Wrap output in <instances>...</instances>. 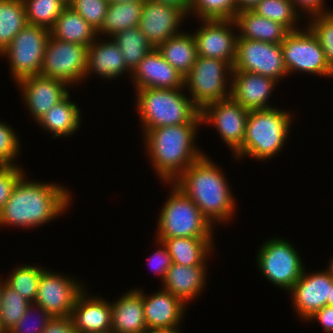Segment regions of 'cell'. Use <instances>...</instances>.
Returning a JSON list of instances; mask_svg holds the SVG:
<instances>
[{"instance_id": "obj_1", "label": "cell", "mask_w": 333, "mask_h": 333, "mask_svg": "<svg viewBox=\"0 0 333 333\" xmlns=\"http://www.w3.org/2000/svg\"><path fill=\"white\" fill-rule=\"evenodd\" d=\"M26 175L19 179L0 210V228L36 229L62 217L70 209L74 194L68 188L56 182L31 180Z\"/></svg>"}, {"instance_id": "obj_2", "label": "cell", "mask_w": 333, "mask_h": 333, "mask_svg": "<svg viewBox=\"0 0 333 333\" xmlns=\"http://www.w3.org/2000/svg\"><path fill=\"white\" fill-rule=\"evenodd\" d=\"M221 165L207 154L196 160L173 182L215 226L234 221L236 200ZM217 223V224H216Z\"/></svg>"}, {"instance_id": "obj_3", "label": "cell", "mask_w": 333, "mask_h": 333, "mask_svg": "<svg viewBox=\"0 0 333 333\" xmlns=\"http://www.w3.org/2000/svg\"><path fill=\"white\" fill-rule=\"evenodd\" d=\"M201 126V127H200ZM201 124H182L149 129L143 135L146 157L160 183H173L205 153L196 143Z\"/></svg>"}, {"instance_id": "obj_4", "label": "cell", "mask_w": 333, "mask_h": 333, "mask_svg": "<svg viewBox=\"0 0 333 333\" xmlns=\"http://www.w3.org/2000/svg\"><path fill=\"white\" fill-rule=\"evenodd\" d=\"M293 115L277 106L249 111L243 144L232 157L237 161L246 157L259 162L274 159L286 146Z\"/></svg>"}, {"instance_id": "obj_5", "label": "cell", "mask_w": 333, "mask_h": 333, "mask_svg": "<svg viewBox=\"0 0 333 333\" xmlns=\"http://www.w3.org/2000/svg\"><path fill=\"white\" fill-rule=\"evenodd\" d=\"M185 88L135 90V110L144 134L149 129L182 124H201L200 109ZM185 93V94H184ZM141 124V125H140Z\"/></svg>"}, {"instance_id": "obj_6", "label": "cell", "mask_w": 333, "mask_h": 333, "mask_svg": "<svg viewBox=\"0 0 333 333\" xmlns=\"http://www.w3.org/2000/svg\"><path fill=\"white\" fill-rule=\"evenodd\" d=\"M167 200L157 216L154 239L176 237L214 238V227L205 218L195 203L173 183Z\"/></svg>"}, {"instance_id": "obj_7", "label": "cell", "mask_w": 333, "mask_h": 333, "mask_svg": "<svg viewBox=\"0 0 333 333\" xmlns=\"http://www.w3.org/2000/svg\"><path fill=\"white\" fill-rule=\"evenodd\" d=\"M260 245L255 260L261 275L275 287L289 292L305 269L299 250L281 236L268 238Z\"/></svg>"}, {"instance_id": "obj_8", "label": "cell", "mask_w": 333, "mask_h": 333, "mask_svg": "<svg viewBox=\"0 0 333 333\" xmlns=\"http://www.w3.org/2000/svg\"><path fill=\"white\" fill-rule=\"evenodd\" d=\"M233 66L226 61L197 56L184 78V88L201 110L206 105L229 98Z\"/></svg>"}, {"instance_id": "obj_9", "label": "cell", "mask_w": 333, "mask_h": 333, "mask_svg": "<svg viewBox=\"0 0 333 333\" xmlns=\"http://www.w3.org/2000/svg\"><path fill=\"white\" fill-rule=\"evenodd\" d=\"M289 32L281 42L283 62L288 77L304 73L318 77L333 78V68L325 58L323 48L316 36L305 26Z\"/></svg>"}, {"instance_id": "obj_10", "label": "cell", "mask_w": 333, "mask_h": 333, "mask_svg": "<svg viewBox=\"0 0 333 333\" xmlns=\"http://www.w3.org/2000/svg\"><path fill=\"white\" fill-rule=\"evenodd\" d=\"M49 37V29L27 24L0 53V57L8 60L14 83L40 74Z\"/></svg>"}, {"instance_id": "obj_11", "label": "cell", "mask_w": 333, "mask_h": 333, "mask_svg": "<svg viewBox=\"0 0 333 333\" xmlns=\"http://www.w3.org/2000/svg\"><path fill=\"white\" fill-rule=\"evenodd\" d=\"M87 60V46L60 41L50 35L40 74L61 80L72 88L79 87L85 80Z\"/></svg>"}, {"instance_id": "obj_12", "label": "cell", "mask_w": 333, "mask_h": 333, "mask_svg": "<svg viewBox=\"0 0 333 333\" xmlns=\"http://www.w3.org/2000/svg\"><path fill=\"white\" fill-rule=\"evenodd\" d=\"M233 71L257 73L281 82L288 75L281 43L238 38Z\"/></svg>"}, {"instance_id": "obj_13", "label": "cell", "mask_w": 333, "mask_h": 333, "mask_svg": "<svg viewBox=\"0 0 333 333\" xmlns=\"http://www.w3.org/2000/svg\"><path fill=\"white\" fill-rule=\"evenodd\" d=\"M70 275L46 268L41 273L34 304L52 317H69L78 295L86 288L82 280Z\"/></svg>"}, {"instance_id": "obj_14", "label": "cell", "mask_w": 333, "mask_h": 333, "mask_svg": "<svg viewBox=\"0 0 333 333\" xmlns=\"http://www.w3.org/2000/svg\"><path fill=\"white\" fill-rule=\"evenodd\" d=\"M200 116L201 125L214 126L233 154L242 146L249 111L231 96L206 105L200 110Z\"/></svg>"}, {"instance_id": "obj_15", "label": "cell", "mask_w": 333, "mask_h": 333, "mask_svg": "<svg viewBox=\"0 0 333 333\" xmlns=\"http://www.w3.org/2000/svg\"><path fill=\"white\" fill-rule=\"evenodd\" d=\"M192 32L197 56L214 58L234 65L238 32L234 20H200ZM236 30V31H234Z\"/></svg>"}, {"instance_id": "obj_16", "label": "cell", "mask_w": 333, "mask_h": 333, "mask_svg": "<svg viewBox=\"0 0 333 333\" xmlns=\"http://www.w3.org/2000/svg\"><path fill=\"white\" fill-rule=\"evenodd\" d=\"M306 268L288 292L291 299L290 306H293V311L304 322L327 305L333 283V278L325 269L309 272Z\"/></svg>"}, {"instance_id": "obj_17", "label": "cell", "mask_w": 333, "mask_h": 333, "mask_svg": "<svg viewBox=\"0 0 333 333\" xmlns=\"http://www.w3.org/2000/svg\"><path fill=\"white\" fill-rule=\"evenodd\" d=\"M16 87L20 90L25 110L32 120L39 121L56 103L61 101L68 93L69 85L65 82L37 74L17 81Z\"/></svg>"}, {"instance_id": "obj_18", "label": "cell", "mask_w": 333, "mask_h": 333, "mask_svg": "<svg viewBox=\"0 0 333 333\" xmlns=\"http://www.w3.org/2000/svg\"><path fill=\"white\" fill-rule=\"evenodd\" d=\"M188 16L175 6L146 0L138 28L153 48L181 33Z\"/></svg>"}, {"instance_id": "obj_19", "label": "cell", "mask_w": 333, "mask_h": 333, "mask_svg": "<svg viewBox=\"0 0 333 333\" xmlns=\"http://www.w3.org/2000/svg\"><path fill=\"white\" fill-rule=\"evenodd\" d=\"M148 294L143 290L144 318L148 331L181 329L188 306L162 288L150 296Z\"/></svg>"}, {"instance_id": "obj_20", "label": "cell", "mask_w": 333, "mask_h": 333, "mask_svg": "<svg viewBox=\"0 0 333 333\" xmlns=\"http://www.w3.org/2000/svg\"><path fill=\"white\" fill-rule=\"evenodd\" d=\"M278 85L276 80L257 73L232 71L230 96L248 111L268 109L275 107L270 98Z\"/></svg>"}, {"instance_id": "obj_21", "label": "cell", "mask_w": 333, "mask_h": 333, "mask_svg": "<svg viewBox=\"0 0 333 333\" xmlns=\"http://www.w3.org/2000/svg\"><path fill=\"white\" fill-rule=\"evenodd\" d=\"M184 76L172 67L153 48L140 62L131 75L135 90L144 88L177 89L184 88Z\"/></svg>"}, {"instance_id": "obj_22", "label": "cell", "mask_w": 333, "mask_h": 333, "mask_svg": "<svg viewBox=\"0 0 333 333\" xmlns=\"http://www.w3.org/2000/svg\"><path fill=\"white\" fill-rule=\"evenodd\" d=\"M86 288L78 295L70 318L77 333H102L111 330V301L90 295Z\"/></svg>"}, {"instance_id": "obj_23", "label": "cell", "mask_w": 333, "mask_h": 333, "mask_svg": "<svg viewBox=\"0 0 333 333\" xmlns=\"http://www.w3.org/2000/svg\"><path fill=\"white\" fill-rule=\"evenodd\" d=\"M105 39V40H104ZM97 37L88 46V60L85 73V81L95 75L98 79L112 81L132 73L127 69L124 56L112 38ZM126 73V74H124ZM91 75V76H90ZM87 77V78H86Z\"/></svg>"}, {"instance_id": "obj_24", "label": "cell", "mask_w": 333, "mask_h": 333, "mask_svg": "<svg viewBox=\"0 0 333 333\" xmlns=\"http://www.w3.org/2000/svg\"><path fill=\"white\" fill-rule=\"evenodd\" d=\"M207 265L184 266L172 263L161 288L180 298L187 306L196 300L206 289ZM190 302V303H189Z\"/></svg>"}, {"instance_id": "obj_25", "label": "cell", "mask_w": 333, "mask_h": 333, "mask_svg": "<svg viewBox=\"0 0 333 333\" xmlns=\"http://www.w3.org/2000/svg\"><path fill=\"white\" fill-rule=\"evenodd\" d=\"M111 330L117 333H148L143 308V289L139 287L124 292L111 301Z\"/></svg>"}, {"instance_id": "obj_26", "label": "cell", "mask_w": 333, "mask_h": 333, "mask_svg": "<svg viewBox=\"0 0 333 333\" xmlns=\"http://www.w3.org/2000/svg\"><path fill=\"white\" fill-rule=\"evenodd\" d=\"M71 97L69 92L35 123L44 133H50L52 139L68 138L81 128L82 110Z\"/></svg>"}, {"instance_id": "obj_27", "label": "cell", "mask_w": 333, "mask_h": 333, "mask_svg": "<svg viewBox=\"0 0 333 333\" xmlns=\"http://www.w3.org/2000/svg\"><path fill=\"white\" fill-rule=\"evenodd\" d=\"M164 243L171 256L172 263L184 266L209 265L215 249L214 238L176 237L157 239ZM213 253V254H212Z\"/></svg>"}, {"instance_id": "obj_28", "label": "cell", "mask_w": 333, "mask_h": 333, "mask_svg": "<svg viewBox=\"0 0 333 333\" xmlns=\"http://www.w3.org/2000/svg\"><path fill=\"white\" fill-rule=\"evenodd\" d=\"M233 20L237 27L238 38L281 43L289 33L283 25L258 16L252 10L238 12Z\"/></svg>"}, {"instance_id": "obj_29", "label": "cell", "mask_w": 333, "mask_h": 333, "mask_svg": "<svg viewBox=\"0 0 333 333\" xmlns=\"http://www.w3.org/2000/svg\"><path fill=\"white\" fill-rule=\"evenodd\" d=\"M50 35L60 41L87 47L98 37L97 30L68 5L50 29Z\"/></svg>"}, {"instance_id": "obj_30", "label": "cell", "mask_w": 333, "mask_h": 333, "mask_svg": "<svg viewBox=\"0 0 333 333\" xmlns=\"http://www.w3.org/2000/svg\"><path fill=\"white\" fill-rule=\"evenodd\" d=\"M185 29L157 47L163 58L184 77L192 69L197 49L192 32Z\"/></svg>"}, {"instance_id": "obj_31", "label": "cell", "mask_w": 333, "mask_h": 333, "mask_svg": "<svg viewBox=\"0 0 333 333\" xmlns=\"http://www.w3.org/2000/svg\"><path fill=\"white\" fill-rule=\"evenodd\" d=\"M144 2H123L108 5L104 21L97 30V35L111 38L117 32L138 27Z\"/></svg>"}, {"instance_id": "obj_32", "label": "cell", "mask_w": 333, "mask_h": 333, "mask_svg": "<svg viewBox=\"0 0 333 333\" xmlns=\"http://www.w3.org/2000/svg\"><path fill=\"white\" fill-rule=\"evenodd\" d=\"M120 48L127 69L133 73L139 62L153 49L138 27L117 32L111 37Z\"/></svg>"}, {"instance_id": "obj_33", "label": "cell", "mask_w": 333, "mask_h": 333, "mask_svg": "<svg viewBox=\"0 0 333 333\" xmlns=\"http://www.w3.org/2000/svg\"><path fill=\"white\" fill-rule=\"evenodd\" d=\"M27 24L23 0H0V53Z\"/></svg>"}, {"instance_id": "obj_34", "label": "cell", "mask_w": 333, "mask_h": 333, "mask_svg": "<svg viewBox=\"0 0 333 333\" xmlns=\"http://www.w3.org/2000/svg\"><path fill=\"white\" fill-rule=\"evenodd\" d=\"M252 11L258 16L283 25L289 32L300 30L302 25L305 26L301 24L305 19L295 9L291 0H261Z\"/></svg>"}, {"instance_id": "obj_35", "label": "cell", "mask_w": 333, "mask_h": 333, "mask_svg": "<svg viewBox=\"0 0 333 333\" xmlns=\"http://www.w3.org/2000/svg\"><path fill=\"white\" fill-rule=\"evenodd\" d=\"M7 274L4 281L12 287L18 294L31 303L36 300L37 290L41 279V273L46 269L41 264L31 265L26 263L17 265Z\"/></svg>"}, {"instance_id": "obj_36", "label": "cell", "mask_w": 333, "mask_h": 333, "mask_svg": "<svg viewBox=\"0 0 333 333\" xmlns=\"http://www.w3.org/2000/svg\"><path fill=\"white\" fill-rule=\"evenodd\" d=\"M30 305L31 302L20 296L17 291L3 281L0 304V324L2 329L8 333L23 317Z\"/></svg>"}, {"instance_id": "obj_37", "label": "cell", "mask_w": 333, "mask_h": 333, "mask_svg": "<svg viewBox=\"0 0 333 333\" xmlns=\"http://www.w3.org/2000/svg\"><path fill=\"white\" fill-rule=\"evenodd\" d=\"M27 23L51 29L67 3L63 0H23Z\"/></svg>"}, {"instance_id": "obj_38", "label": "cell", "mask_w": 333, "mask_h": 333, "mask_svg": "<svg viewBox=\"0 0 333 333\" xmlns=\"http://www.w3.org/2000/svg\"><path fill=\"white\" fill-rule=\"evenodd\" d=\"M237 14L236 0H190L189 16L199 20H233Z\"/></svg>"}, {"instance_id": "obj_39", "label": "cell", "mask_w": 333, "mask_h": 333, "mask_svg": "<svg viewBox=\"0 0 333 333\" xmlns=\"http://www.w3.org/2000/svg\"><path fill=\"white\" fill-rule=\"evenodd\" d=\"M306 20L305 25L318 39L327 62L333 68V11L314 15Z\"/></svg>"}, {"instance_id": "obj_40", "label": "cell", "mask_w": 333, "mask_h": 333, "mask_svg": "<svg viewBox=\"0 0 333 333\" xmlns=\"http://www.w3.org/2000/svg\"><path fill=\"white\" fill-rule=\"evenodd\" d=\"M17 133L9 123L7 124L4 120L0 121V166L20 165L16 162L22 152L20 143L22 140Z\"/></svg>"}, {"instance_id": "obj_41", "label": "cell", "mask_w": 333, "mask_h": 333, "mask_svg": "<svg viewBox=\"0 0 333 333\" xmlns=\"http://www.w3.org/2000/svg\"><path fill=\"white\" fill-rule=\"evenodd\" d=\"M52 318L42 307L31 303L23 317L8 333H42Z\"/></svg>"}, {"instance_id": "obj_42", "label": "cell", "mask_w": 333, "mask_h": 333, "mask_svg": "<svg viewBox=\"0 0 333 333\" xmlns=\"http://www.w3.org/2000/svg\"><path fill=\"white\" fill-rule=\"evenodd\" d=\"M67 5L98 30L104 21L108 2L107 0H71Z\"/></svg>"}, {"instance_id": "obj_43", "label": "cell", "mask_w": 333, "mask_h": 333, "mask_svg": "<svg viewBox=\"0 0 333 333\" xmlns=\"http://www.w3.org/2000/svg\"><path fill=\"white\" fill-rule=\"evenodd\" d=\"M22 165L0 166V210L10 198L19 179L26 173Z\"/></svg>"}, {"instance_id": "obj_44", "label": "cell", "mask_w": 333, "mask_h": 333, "mask_svg": "<svg viewBox=\"0 0 333 333\" xmlns=\"http://www.w3.org/2000/svg\"><path fill=\"white\" fill-rule=\"evenodd\" d=\"M154 240L156 246L158 245L159 247H156L157 250L154 253L152 252V255L148 257L147 260H149L148 262L150 264L148 265L151 266L150 268L153 269V272L159 276L160 282L162 284L168 269L172 265V259L164 243L158 241L157 239Z\"/></svg>"}, {"instance_id": "obj_45", "label": "cell", "mask_w": 333, "mask_h": 333, "mask_svg": "<svg viewBox=\"0 0 333 333\" xmlns=\"http://www.w3.org/2000/svg\"><path fill=\"white\" fill-rule=\"evenodd\" d=\"M295 9L306 20L308 17L329 13L333 8H327L325 0H291Z\"/></svg>"}, {"instance_id": "obj_46", "label": "cell", "mask_w": 333, "mask_h": 333, "mask_svg": "<svg viewBox=\"0 0 333 333\" xmlns=\"http://www.w3.org/2000/svg\"><path fill=\"white\" fill-rule=\"evenodd\" d=\"M305 322H318L322 327V330H324L323 332L333 333V307L328 305L324 306L309 317Z\"/></svg>"}, {"instance_id": "obj_47", "label": "cell", "mask_w": 333, "mask_h": 333, "mask_svg": "<svg viewBox=\"0 0 333 333\" xmlns=\"http://www.w3.org/2000/svg\"><path fill=\"white\" fill-rule=\"evenodd\" d=\"M42 333H77L69 317H53Z\"/></svg>"}, {"instance_id": "obj_48", "label": "cell", "mask_w": 333, "mask_h": 333, "mask_svg": "<svg viewBox=\"0 0 333 333\" xmlns=\"http://www.w3.org/2000/svg\"><path fill=\"white\" fill-rule=\"evenodd\" d=\"M158 3L168 4L182 10L187 16L190 11V0H151Z\"/></svg>"}, {"instance_id": "obj_49", "label": "cell", "mask_w": 333, "mask_h": 333, "mask_svg": "<svg viewBox=\"0 0 333 333\" xmlns=\"http://www.w3.org/2000/svg\"><path fill=\"white\" fill-rule=\"evenodd\" d=\"M261 0H236L237 13L252 10Z\"/></svg>"}, {"instance_id": "obj_50", "label": "cell", "mask_w": 333, "mask_h": 333, "mask_svg": "<svg viewBox=\"0 0 333 333\" xmlns=\"http://www.w3.org/2000/svg\"><path fill=\"white\" fill-rule=\"evenodd\" d=\"M149 333H183L181 329H170V330H154Z\"/></svg>"}, {"instance_id": "obj_51", "label": "cell", "mask_w": 333, "mask_h": 333, "mask_svg": "<svg viewBox=\"0 0 333 333\" xmlns=\"http://www.w3.org/2000/svg\"><path fill=\"white\" fill-rule=\"evenodd\" d=\"M330 260L328 261L329 265L326 267L327 273L333 278V255L331 256Z\"/></svg>"}, {"instance_id": "obj_52", "label": "cell", "mask_w": 333, "mask_h": 333, "mask_svg": "<svg viewBox=\"0 0 333 333\" xmlns=\"http://www.w3.org/2000/svg\"><path fill=\"white\" fill-rule=\"evenodd\" d=\"M136 1H146V0H107L108 5L115 4V3L136 2Z\"/></svg>"}, {"instance_id": "obj_53", "label": "cell", "mask_w": 333, "mask_h": 333, "mask_svg": "<svg viewBox=\"0 0 333 333\" xmlns=\"http://www.w3.org/2000/svg\"><path fill=\"white\" fill-rule=\"evenodd\" d=\"M327 305L333 307V283L331 286L330 297H328V299H327Z\"/></svg>"}, {"instance_id": "obj_54", "label": "cell", "mask_w": 333, "mask_h": 333, "mask_svg": "<svg viewBox=\"0 0 333 333\" xmlns=\"http://www.w3.org/2000/svg\"><path fill=\"white\" fill-rule=\"evenodd\" d=\"M4 281V278H0V304H1V289H2V282Z\"/></svg>"}, {"instance_id": "obj_55", "label": "cell", "mask_w": 333, "mask_h": 333, "mask_svg": "<svg viewBox=\"0 0 333 333\" xmlns=\"http://www.w3.org/2000/svg\"><path fill=\"white\" fill-rule=\"evenodd\" d=\"M102 333H117V332H115V331H113V330H109V331L102 332Z\"/></svg>"}, {"instance_id": "obj_56", "label": "cell", "mask_w": 333, "mask_h": 333, "mask_svg": "<svg viewBox=\"0 0 333 333\" xmlns=\"http://www.w3.org/2000/svg\"><path fill=\"white\" fill-rule=\"evenodd\" d=\"M0 333H6V332L2 329L1 324H0Z\"/></svg>"}, {"instance_id": "obj_57", "label": "cell", "mask_w": 333, "mask_h": 333, "mask_svg": "<svg viewBox=\"0 0 333 333\" xmlns=\"http://www.w3.org/2000/svg\"><path fill=\"white\" fill-rule=\"evenodd\" d=\"M63 1H65L68 4L71 0H63Z\"/></svg>"}]
</instances>
